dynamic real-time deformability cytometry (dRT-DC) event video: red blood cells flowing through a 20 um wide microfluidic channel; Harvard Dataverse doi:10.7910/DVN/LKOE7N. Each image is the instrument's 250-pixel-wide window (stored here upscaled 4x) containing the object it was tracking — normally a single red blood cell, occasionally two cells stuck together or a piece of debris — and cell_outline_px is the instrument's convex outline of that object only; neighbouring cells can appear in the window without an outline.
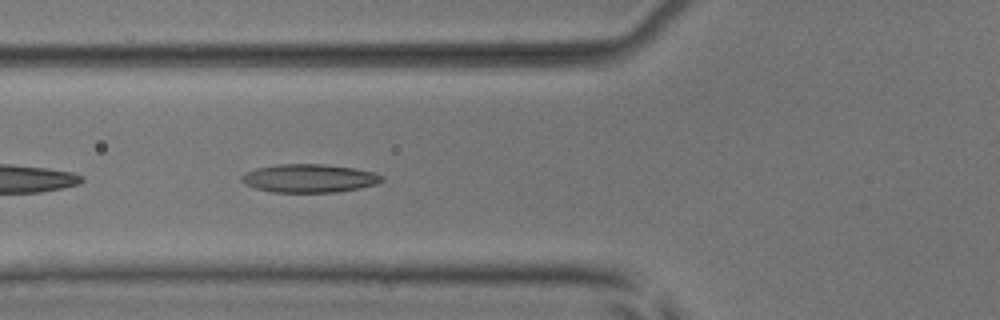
{"species": "common noctule bat (a hibernating species)", "species_latin": "Nyctalus noctula", "temperature_condition": "room temperature", "stored_images_in_passage": 36, "camera_frame_rate_fps": 3000, "um_per_image_px": 0.085, "animal": {"sex": "male", "body_mass_g": 17.9, "forearm_length_mm": 54.2}, "frame": {"image": 1, "passage_image": 4, "time_ms": 1.0, "image_size_px": [1000, 320], "cell_outline_px": [[384, 180], [376, 184], [360, 188], [336, 192], [272, 192], [256, 188], [244, 184], [240, 180], [240, 176], [244, 172], [256, 168], [280, 164], [320, 164], [356, 168], [372, 172], [384, 176]], "centroid_in_image_um": [26.27, 15.15], "position_along_channel_um": 99.5, "area_um2": 23.24}}
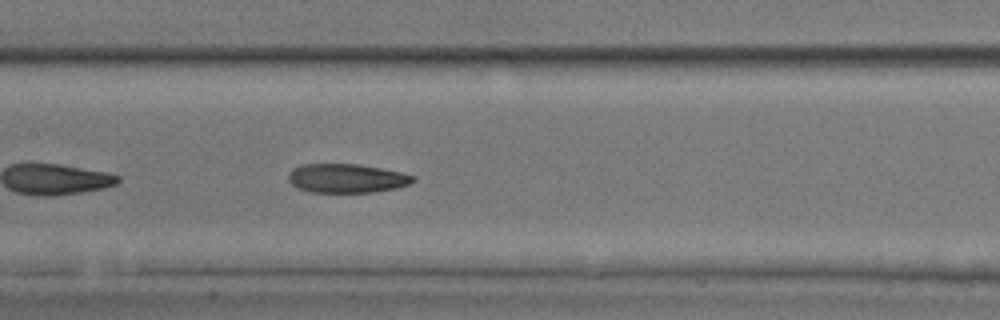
{"frame": {"image": 2, "passage_image": 10, "time_ms": 3.0, "image_size_px": [1000, 320], "cell_outline_px": [[416, 180], [408, 184], [396, 188], [372, 192], [312, 192], [296, 188], [288, 180], [288, 172], [292, 168], [300, 164], [356, 164], [380, 168], [400, 172], [416, 176]], "centroid_in_image_um": [29.43, 15.15], "position_along_channel_um": 178.0, "area_um2": 21.1}}
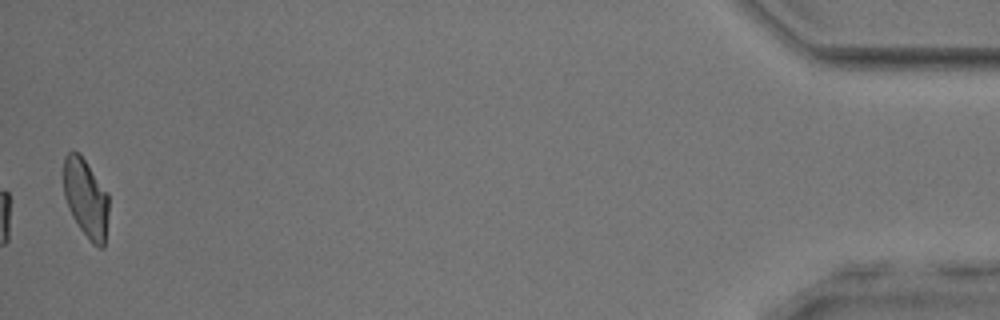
{"frame": {"image": 3, "passage_image": 36, "time_ms": 11.667, "image_size_px": [1000, 320], "cell_outline_px": [[108, 212], [104, 248], [100, 248], [92, 244], [80, 228], [72, 216], [68, 208], [64, 196], [64, 156], [68, 152], [80, 152], [108, 192]], "centroid_in_image_um": [7.3, 16.84], "position_along_channel_um": 427.9, "area_um2": 20.87}, "authors_computed_cell_mechanics": {"area_um2": 21.6172, "velocity_mm_per_s": 3.9173, "shape_relaxation_time_tau1_ms": 7.1515, "shape_relaxation_time_tau2_ms": 3.2617, "deformation_change_tau1": 0.1854, "deformation_change_tau2": 0.107}}